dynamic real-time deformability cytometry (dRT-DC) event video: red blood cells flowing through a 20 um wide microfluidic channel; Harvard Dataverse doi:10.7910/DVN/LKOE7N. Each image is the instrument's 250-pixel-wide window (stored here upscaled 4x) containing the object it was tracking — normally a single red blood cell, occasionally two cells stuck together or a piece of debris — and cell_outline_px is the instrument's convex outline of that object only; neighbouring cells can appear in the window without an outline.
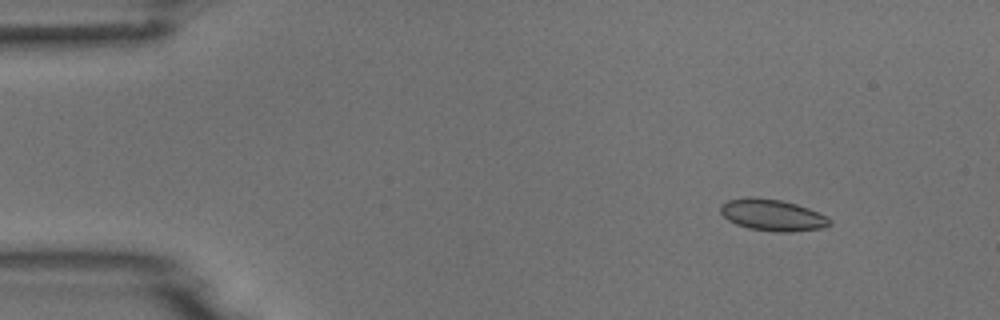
{"species": "common noctule bat (a hibernating species)", "species_latin": "Nyctalus noctula", "temperature_condition": "room temperature", "stored_images_in_passage": 8, "camera_frame_rate_fps": 3000, "um_per_image_px": 0.085, "animal": {"sex": "male", "body_mass_g": 18.8}, "frame": {"image": 1, "passage_image": 2, "time_ms": 1.333, "image_size_px": [1000, 320], "cell_outline_px": [[832, 224], [824, 228], [792, 232], [776, 232], [748, 228], [736, 224], [728, 220], [720, 212], [720, 204], [728, 200], [748, 196], [780, 200], [796, 204], [808, 208], [828, 216], [832, 220]], "centroid_in_image_um": [65.68, 18.28], "position_along_channel_um": 19.3, "area_um2": 20.29}}
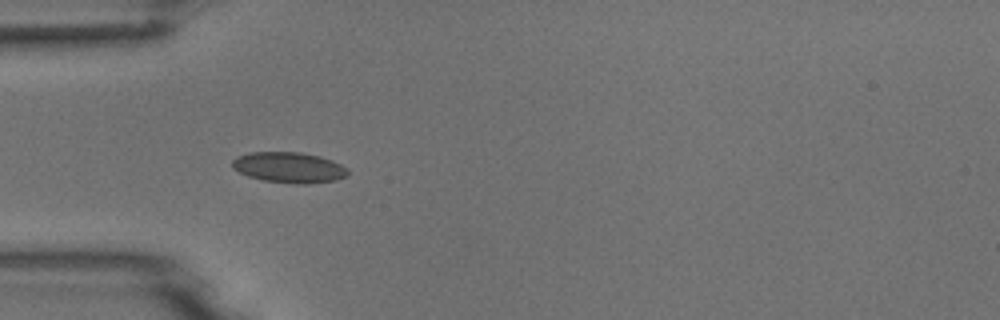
{"frame": {"image": 2, "passage_image": 5, "time_ms": 4.667, "image_size_px": [1000, 320], "cell_outline_px": [[348, 176], [336, 180], [308, 184], [292, 184], [264, 180], [248, 176], [232, 168], [232, 160], [236, 156], [248, 152], [300, 152], [320, 156], [332, 160], [348, 168]], "centroid_in_image_um": [24.57, 14.23], "position_along_channel_um": 60.4, "area_um2": 20.87}}